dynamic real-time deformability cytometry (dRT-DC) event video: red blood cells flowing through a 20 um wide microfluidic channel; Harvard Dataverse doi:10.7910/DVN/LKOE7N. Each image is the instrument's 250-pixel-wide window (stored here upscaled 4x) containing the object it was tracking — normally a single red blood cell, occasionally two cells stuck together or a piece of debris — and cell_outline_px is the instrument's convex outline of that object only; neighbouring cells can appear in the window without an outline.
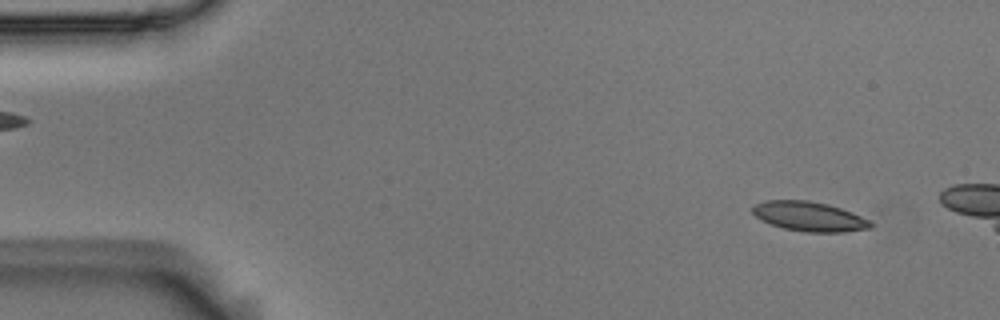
{"species": "Egyptian fruit bat (a non-hibernating species)", "species_latin": "Rousettus aegyptiacus", "temperature_condition": "room temperature", "stored_images_in_passage": 11, "camera_frame_rate_fps": 3000, "um_per_image_px": 0.085, "animal": {"sex": "male"}, "frame": {"image": 1, "passage_image": 4, "time_ms": 1.0, "image_size_px": [1000, 320], "cell_outline_px": [[872, 228], [844, 232], [804, 232], [784, 228], [772, 224], [756, 216], [752, 212], [752, 208], [756, 204], [764, 200], [808, 200], [828, 204], [852, 212], [868, 220], [872, 224]], "centroid_in_image_um": [68.8, 18.39], "position_along_channel_um": 16.2, "area_um2": 20.17}}